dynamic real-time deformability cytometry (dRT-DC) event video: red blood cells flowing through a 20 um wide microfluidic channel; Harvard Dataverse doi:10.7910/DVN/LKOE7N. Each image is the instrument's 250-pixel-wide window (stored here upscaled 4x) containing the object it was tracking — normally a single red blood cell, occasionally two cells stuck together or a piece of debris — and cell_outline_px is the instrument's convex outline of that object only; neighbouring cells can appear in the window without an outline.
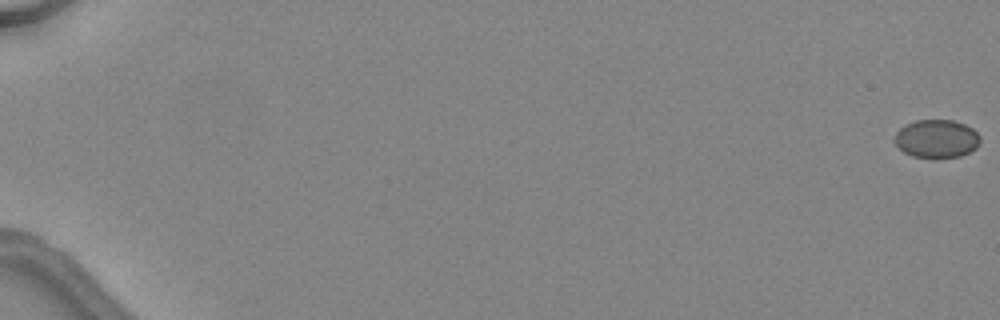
{"species": "common noctule bat (a hibernating species)", "species_latin": "Nyctalus noctula", "temperature_condition": "warm", "stored_images_in_passage": 6, "segment_of_instrument_passage": [2, 2], "camera_frame_rate_fps": 3000, "um_per_image_px": 0.085, "animal": {"sex": "female", "body_mass_g": 24.6, "forearm_length_mm": 56.2}, "frame": {"image": 1, "passage_image": 6, "time_ms": 6.0, "image_size_px": [1000, 320], "cell_outline_px": [[980, 140], [976, 148], [960, 156], [936, 160], [932, 160], [912, 156], [904, 152], [892, 140], [896, 132], [904, 124], [916, 120], [952, 120], [964, 124], [972, 128], [980, 136]], "centroid_in_image_um": [79.58, 11.82], "position_along_channel_um": 5.4, "area_um2": 19.54}}